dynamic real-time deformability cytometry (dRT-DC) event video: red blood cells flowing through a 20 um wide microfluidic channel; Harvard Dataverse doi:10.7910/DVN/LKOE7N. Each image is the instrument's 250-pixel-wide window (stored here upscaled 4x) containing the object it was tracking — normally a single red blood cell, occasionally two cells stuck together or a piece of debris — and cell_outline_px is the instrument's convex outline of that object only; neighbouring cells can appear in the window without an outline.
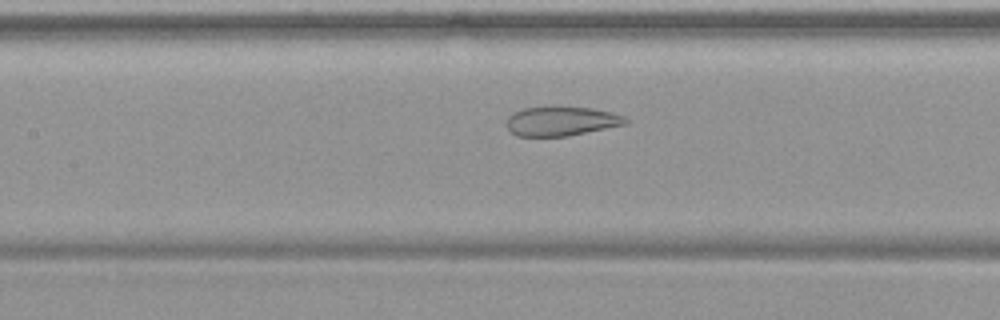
{"species": "common noctule bat (a hibernating species)", "species_latin": "Nyctalus noctula", "temperature_condition": "warm", "stored_images_in_passage": 46, "camera_frame_rate_fps": 3000, "um_per_image_px": 0.085, "animal": {"sex": "female", "body_mass_g": 19.9}, "frame": {"image": 1, "passage_image": 17, "time_ms": 5.333, "image_size_px": [1000, 320], "cell_outline_px": [[628, 124], [568, 136], [516, 136], [504, 124], [508, 116], [512, 112], [524, 108], [556, 104], [592, 108], [612, 112], [624, 116], [628, 120]], "centroid_in_image_um": [47.69, 10.26], "position_along_channel_um": 159.7, "area_um2": 21.15}}
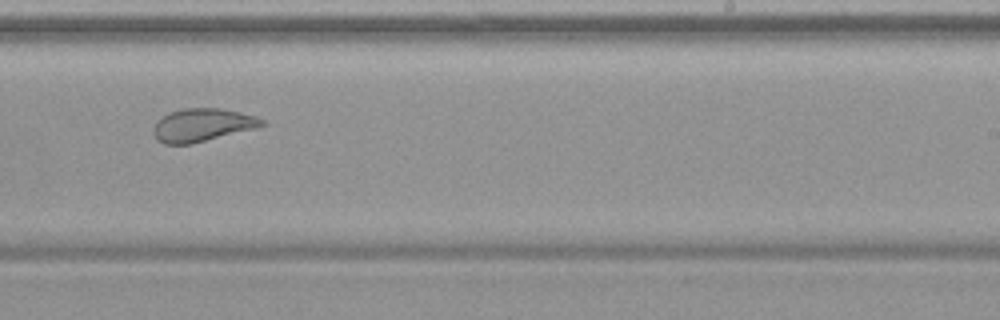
{"frame": {"image": 2, "passage_image": 26, "time_ms": 8.333, "image_size_px": [1000, 320], "cell_outline_px": [[268, 124], [256, 128], [192, 144], [164, 144], [156, 140], [152, 132], [152, 128], [156, 120], [172, 112], [184, 108], [220, 108], [256, 116], [264, 120]], "centroid_in_image_um": [17.18, 10.64], "position_along_channel_um": 271.8, "area_um2": 20.98}}
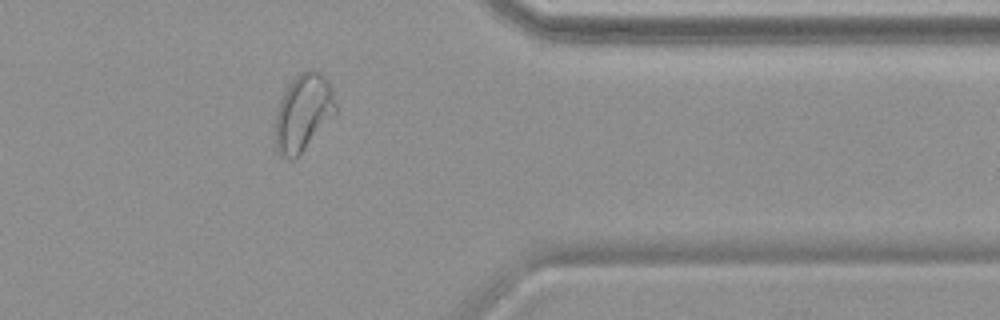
{"frame": {"image": 3, "passage_image": 36, "time_ms": 11.667, "image_size_px": [1000, 320], "cell_outline_px": [[336, 112], [296, 160], [288, 160], [280, 156], [276, 152], [276, 112], [280, 100], [288, 84], [300, 72], [308, 68], [312, 68], [320, 72], [328, 80], [332, 88], [336, 104]], "centroid_in_image_um": [25.77, 9.58], "position_along_channel_um": 385.6, "area_um2": 27.34}, "authors_computed_cell_mechanics": {"area_um2": 26.3279, "velocity_mm_per_s": 3.752, "shape_relaxation_time_tau1_ms": null, "shape_relaxation_time_tau2_ms": 0.9633, "deformation_change_tau1": null, "deformation_change_tau2": 0.0653}}